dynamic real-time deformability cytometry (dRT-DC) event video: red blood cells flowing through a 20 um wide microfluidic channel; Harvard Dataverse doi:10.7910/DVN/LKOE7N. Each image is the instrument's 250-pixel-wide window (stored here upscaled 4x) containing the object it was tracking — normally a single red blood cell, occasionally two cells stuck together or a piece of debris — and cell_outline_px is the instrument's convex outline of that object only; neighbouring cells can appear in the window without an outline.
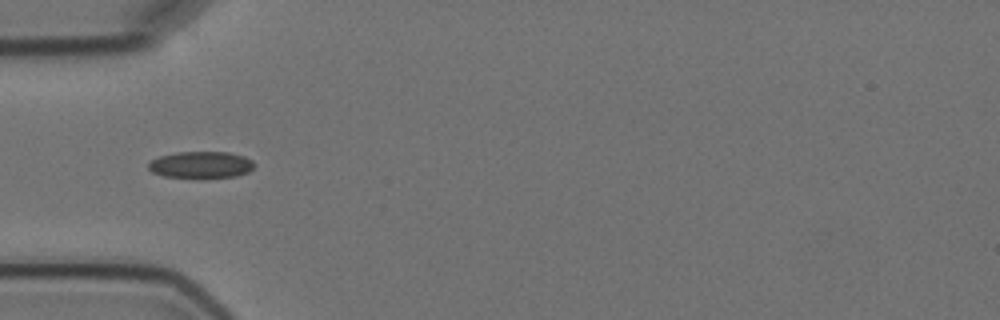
{"species": "Egyptian fruit bat (a non-hibernating species)", "species_latin": "Rousettus aegyptiacus", "temperature_condition": "cold", "stored_images_in_passage": 11, "camera_frame_rate_fps": 3000, "um_per_image_px": 0.085, "animal": {"sex": "female"}, "frame": {"image": 1, "passage_image": 1, "time_ms": 0.0, "image_size_px": [1000, 320], "cell_outline_px": [[252, 168], [248, 172], [236, 176], [200, 180], [164, 176], [152, 172], [148, 168], [148, 164], [152, 160], [160, 156], [176, 152], [228, 152], [244, 156], [252, 160]], "centroid_in_image_um": [17.06, 14.04], "position_along_channel_um": 67.9, "area_um2": 16.94}}
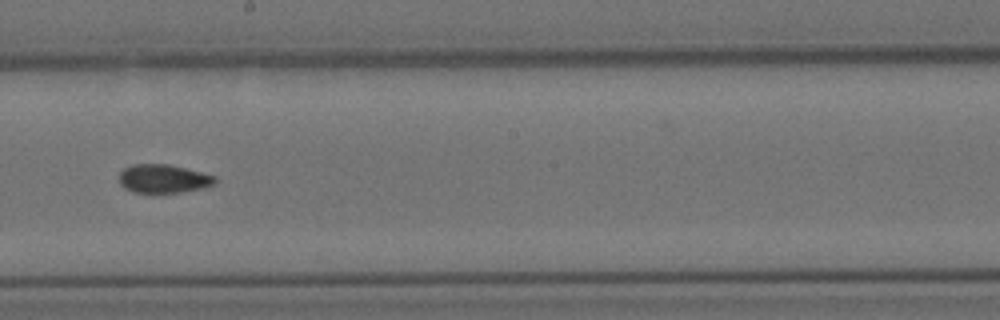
{"frame": {"image": 2, "passage_image": 5, "time_ms": 4.667, "image_size_px": [1000, 320], "cell_outline_px": [[216, 184], [204, 188], [180, 192], [132, 192], [124, 188], [120, 184], [120, 172], [124, 168], [132, 164], [168, 164], [216, 176]], "centroid_in_image_um": [13.89, 15.19], "position_along_channel_um": 234.3, "area_um2": 15.9}}
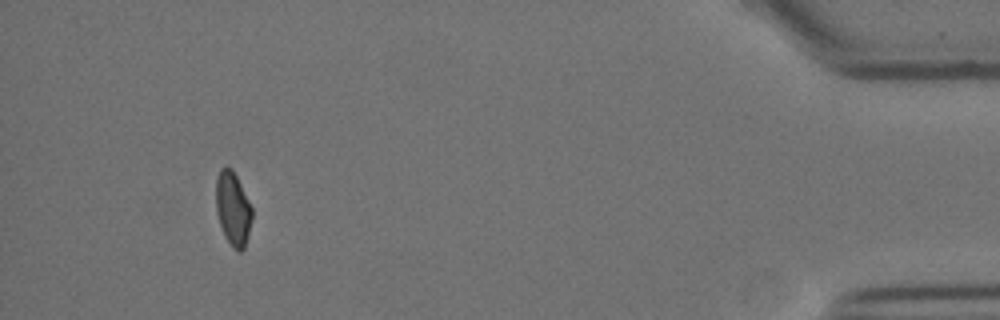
{"frame": {"image": 3, "passage_image": 10, "time_ms": 11.667, "image_size_px": [1000, 320], "cell_outline_px": [[252, 216], [244, 248], [240, 252], [232, 248], [224, 236], [216, 212], [216, 180], [220, 168], [232, 168], [252, 208]], "centroid_in_image_um": [19.78, 17.75], "position_along_channel_um": 415.4, "area_um2": 15.26}}